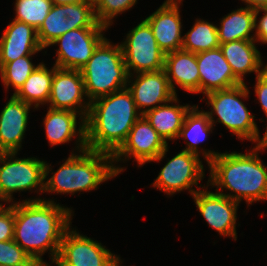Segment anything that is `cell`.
Here are the masks:
<instances>
[{"instance_id":"1","label":"cell","mask_w":267,"mask_h":266,"mask_svg":"<svg viewBox=\"0 0 267 266\" xmlns=\"http://www.w3.org/2000/svg\"><path fill=\"white\" fill-rule=\"evenodd\" d=\"M73 210L47 199H26L15 203L14 241L40 266L50 251L51 264L55 262L65 231L72 227Z\"/></svg>"},{"instance_id":"2","label":"cell","mask_w":267,"mask_h":266,"mask_svg":"<svg viewBox=\"0 0 267 266\" xmlns=\"http://www.w3.org/2000/svg\"><path fill=\"white\" fill-rule=\"evenodd\" d=\"M262 145H255L247 153H219L209 163L208 186H216L217 193L240 203L245 200L248 206L254 202L267 200V166L260 160L258 151ZM210 183V184H209ZM232 191L228 194L223 190Z\"/></svg>"},{"instance_id":"3","label":"cell","mask_w":267,"mask_h":266,"mask_svg":"<svg viewBox=\"0 0 267 266\" xmlns=\"http://www.w3.org/2000/svg\"><path fill=\"white\" fill-rule=\"evenodd\" d=\"M141 116L127 88L91 101L85 120L87 149L113 155Z\"/></svg>"},{"instance_id":"4","label":"cell","mask_w":267,"mask_h":266,"mask_svg":"<svg viewBox=\"0 0 267 266\" xmlns=\"http://www.w3.org/2000/svg\"><path fill=\"white\" fill-rule=\"evenodd\" d=\"M50 166L45 163L44 193L72 195L97 190L103 182L117 176L111 154L89 149L71 153L55 172ZM50 171L53 175L48 178Z\"/></svg>"},{"instance_id":"5","label":"cell","mask_w":267,"mask_h":266,"mask_svg":"<svg viewBox=\"0 0 267 266\" xmlns=\"http://www.w3.org/2000/svg\"><path fill=\"white\" fill-rule=\"evenodd\" d=\"M84 81L86 100L127 88L128 71L120 44H112L105 38L94 50L92 57L80 69Z\"/></svg>"},{"instance_id":"6","label":"cell","mask_w":267,"mask_h":266,"mask_svg":"<svg viewBox=\"0 0 267 266\" xmlns=\"http://www.w3.org/2000/svg\"><path fill=\"white\" fill-rule=\"evenodd\" d=\"M249 91L247 85L243 83L229 89L207 93L205 100L207 99L206 103L211 105V111L205 112L213 126L217 122L222 123L238 139L249 140L260 145L262 138L254 120L255 115L250 113L242 101L249 97ZM214 114L218 116L216 121Z\"/></svg>"},{"instance_id":"7","label":"cell","mask_w":267,"mask_h":266,"mask_svg":"<svg viewBox=\"0 0 267 266\" xmlns=\"http://www.w3.org/2000/svg\"><path fill=\"white\" fill-rule=\"evenodd\" d=\"M17 153H3L0 158V201L14 203L13 193H44L45 161L35 157L18 158Z\"/></svg>"},{"instance_id":"8","label":"cell","mask_w":267,"mask_h":266,"mask_svg":"<svg viewBox=\"0 0 267 266\" xmlns=\"http://www.w3.org/2000/svg\"><path fill=\"white\" fill-rule=\"evenodd\" d=\"M168 152V143L156 132L147 119L142 115L131 128L127 139L112 155L113 168L118 175L124 171L116 166L119 161H127L133 157L139 166L146 162L162 161ZM128 158V159H127Z\"/></svg>"},{"instance_id":"9","label":"cell","mask_w":267,"mask_h":266,"mask_svg":"<svg viewBox=\"0 0 267 266\" xmlns=\"http://www.w3.org/2000/svg\"><path fill=\"white\" fill-rule=\"evenodd\" d=\"M120 45L129 76L164 69L165 53L145 19L127 33Z\"/></svg>"},{"instance_id":"10","label":"cell","mask_w":267,"mask_h":266,"mask_svg":"<svg viewBox=\"0 0 267 266\" xmlns=\"http://www.w3.org/2000/svg\"><path fill=\"white\" fill-rule=\"evenodd\" d=\"M83 27H106L97 21L93 3L82 0L74 4H53L42 25L37 29L38 41L45 49L66 32Z\"/></svg>"},{"instance_id":"11","label":"cell","mask_w":267,"mask_h":266,"mask_svg":"<svg viewBox=\"0 0 267 266\" xmlns=\"http://www.w3.org/2000/svg\"><path fill=\"white\" fill-rule=\"evenodd\" d=\"M108 27H83L72 29L56 38L49 46L59 45L56 49L58 68L80 70L92 57L94 50L105 39L103 31Z\"/></svg>"},{"instance_id":"12","label":"cell","mask_w":267,"mask_h":266,"mask_svg":"<svg viewBox=\"0 0 267 266\" xmlns=\"http://www.w3.org/2000/svg\"><path fill=\"white\" fill-rule=\"evenodd\" d=\"M200 157L185 150L168 160L153 182V187L164 191L167 195L188 190L193 196L200 190L199 182L205 177V171ZM197 186V190L192 189Z\"/></svg>"},{"instance_id":"13","label":"cell","mask_w":267,"mask_h":266,"mask_svg":"<svg viewBox=\"0 0 267 266\" xmlns=\"http://www.w3.org/2000/svg\"><path fill=\"white\" fill-rule=\"evenodd\" d=\"M119 256L98 241L79 234L76 230L65 231L60 243L56 266H111Z\"/></svg>"},{"instance_id":"14","label":"cell","mask_w":267,"mask_h":266,"mask_svg":"<svg viewBox=\"0 0 267 266\" xmlns=\"http://www.w3.org/2000/svg\"><path fill=\"white\" fill-rule=\"evenodd\" d=\"M84 97L86 98V94L80 70L55 66L49 108L74 111L86 120L90 101H85Z\"/></svg>"},{"instance_id":"15","label":"cell","mask_w":267,"mask_h":266,"mask_svg":"<svg viewBox=\"0 0 267 266\" xmlns=\"http://www.w3.org/2000/svg\"><path fill=\"white\" fill-rule=\"evenodd\" d=\"M202 186L193 195L195 205L205 221L224 237L237 240L236 220L239 203L217 192L207 191L208 185Z\"/></svg>"},{"instance_id":"16","label":"cell","mask_w":267,"mask_h":266,"mask_svg":"<svg viewBox=\"0 0 267 266\" xmlns=\"http://www.w3.org/2000/svg\"><path fill=\"white\" fill-rule=\"evenodd\" d=\"M132 75L128 77L127 89L131 92L136 107L142 115L160 105L169 103L177 96L169 84L164 69ZM134 76H136L135 79Z\"/></svg>"},{"instance_id":"17","label":"cell","mask_w":267,"mask_h":266,"mask_svg":"<svg viewBox=\"0 0 267 266\" xmlns=\"http://www.w3.org/2000/svg\"><path fill=\"white\" fill-rule=\"evenodd\" d=\"M183 0H165L145 20L149 23L158 46L167 54L182 49L183 36L180 5ZM180 4V5H179Z\"/></svg>"},{"instance_id":"18","label":"cell","mask_w":267,"mask_h":266,"mask_svg":"<svg viewBox=\"0 0 267 266\" xmlns=\"http://www.w3.org/2000/svg\"><path fill=\"white\" fill-rule=\"evenodd\" d=\"M200 76V93L204 95L216 90H224L242 84L219 48L196 54Z\"/></svg>"},{"instance_id":"19","label":"cell","mask_w":267,"mask_h":266,"mask_svg":"<svg viewBox=\"0 0 267 266\" xmlns=\"http://www.w3.org/2000/svg\"><path fill=\"white\" fill-rule=\"evenodd\" d=\"M31 106L12 95L1 110L0 151L3 153H18L21 149Z\"/></svg>"},{"instance_id":"20","label":"cell","mask_w":267,"mask_h":266,"mask_svg":"<svg viewBox=\"0 0 267 266\" xmlns=\"http://www.w3.org/2000/svg\"><path fill=\"white\" fill-rule=\"evenodd\" d=\"M78 115V116H77ZM80 125L77 129V117ZM46 137L50 145H60L76 138L77 151L82 152L86 147L85 119L79 113L70 110L49 108L43 120ZM78 137H77V136Z\"/></svg>"},{"instance_id":"21","label":"cell","mask_w":267,"mask_h":266,"mask_svg":"<svg viewBox=\"0 0 267 266\" xmlns=\"http://www.w3.org/2000/svg\"><path fill=\"white\" fill-rule=\"evenodd\" d=\"M37 30L24 22L14 20L8 24L0 39V68L17 58L42 51Z\"/></svg>"},{"instance_id":"22","label":"cell","mask_w":267,"mask_h":266,"mask_svg":"<svg viewBox=\"0 0 267 266\" xmlns=\"http://www.w3.org/2000/svg\"><path fill=\"white\" fill-rule=\"evenodd\" d=\"M164 71L176 95L175 84L186 92L200 93V76L195 53L180 49L165 54Z\"/></svg>"},{"instance_id":"23","label":"cell","mask_w":267,"mask_h":266,"mask_svg":"<svg viewBox=\"0 0 267 266\" xmlns=\"http://www.w3.org/2000/svg\"><path fill=\"white\" fill-rule=\"evenodd\" d=\"M255 42V40H236L219 46L234 76L242 84L245 83L244 75L254 72L258 76L267 69V64L263 66V59Z\"/></svg>"},{"instance_id":"24","label":"cell","mask_w":267,"mask_h":266,"mask_svg":"<svg viewBox=\"0 0 267 266\" xmlns=\"http://www.w3.org/2000/svg\"><path fill=\"white\" fill-rule=\"evenodd\" d=\"M213 125L208 117V114L203 110L199 111L198 105H193L187 112L178 138H183L186 142V147L183 149L187 152L200 156L202 153L206 164L215 158L219 152L204 150L201 152L198 147L199 143L203 142L212 132ZM189 140V141H188Z\"/></svg>"},{"instance_id":"25","label":"cell","mask_w":267,"mask_h":266,"mask_svg":"<svg viewBox=\"0 0 267 266\" xmlns=\"http://www.w3.org/2000/svg\"><path fill=\"white\" fill-rule=\"evenodd\" d=\"M173 103H175V105ZM178 103V98L175 96V98L169 102L171 105L165 103L155 109L147 111L143 115L166 143L168 142L167 140H177L184 118L192 107L188 104L183 106Z\"/></svg>"},{"instance_id":"26","label":"cell","mask_w":267,"mask_h":266,"mask_svg":"<svg viewBox=\"0 0 267 266\" xmlns=\"http://www.w3.org/2000/svg\"><path fill=\"white\" fill-rule=\"evenodd\" d=\"M220 27L217 26L218 40L225 44L236 40H254L255 35V10L241 7L231 11L220 19Z\"/></svg>"},{"instance_id":"27","label":"cell","mask_w":267,"mask_h":266,"mask_svg":"<svg viewBox=\"0 0 267 266\" xmlns=\"http://www.w3.org/2000/svg\"><path fill=\"white\" fill-rule=\"evenodd\" d=\"M54 71L55 65L48 69L42 62L13 95L38 109L40 105L48 103Z\"/></svg>"},{"instance_id":"28","label":"cell","mask_w":267,"mask_h":266,"mask_svg":"<svg viewBox=\"0 0 267 266\" xmlns=\"http://www.w3.org/2000/svg\"><path fill=\"white\" fill-rule=\"evenodd\" d=\"M195 21L183 36L182 49L197 54L219 48L217 26L200 18Z\"/></svg>"},{"instance_id":"29","label":"cell","mask_w":267,"mask_h":266,"mask_svg":"<svg viewBox=\"0 0 267 266\" xmlns=\"http://www.w3.org/2000/svg\"><path fill=\"white\" fill-rule=\"evenodd\" d=\"M32 55H26L12 62L5 63L0 68V77L5 88L12 86L15 94L24 84L30 74L41 64L34 65L31 61Z\"/></svg>"},{"instance_id":"30","label":"cell","mask_w":267,"mask_h":266,"mask_svg":"<svg viewBox=\"0 0 267 266\" xmlns=\"http://www.w3.org/2000/svg\"><path fill=\"white\" fill-rule=\"evenodd\" d=\"M14 20L33 26L36 30L42 25L52 7L51 0H15Z\"/></svg>"},{"instance_id":"31","label":"cell","mask_w":267,"mask_h":266,"mask_svg":"<svg viewBox=\"0 0 267 266\" xmlns=\"http://www.w3.org/2000/svg\"><path fill=\"white\" fill-rule=\"evenodd\" d=\"M137 0H98L94 5L97 21L109 28L113 18L131 9Z\"/></svg>"},{"instance_id":"32","label":"cell","mask_w":267,"mask_h":266,"mask_svg":"<svg viewBox=\"0 0 267 266\" xmlns=\"http://www.w3.org/2000/svg\"><path fill=\"white\" fill-rule=\"evenodd\" d=\"M0 265L40 266L14 240L0 241Z\"/></svg>"},{"instance_id":"33","label":"cell","mask_w":267,"mask_h":266,"mask_svg":"<svg viewBox=\"0 0 267 266\" xmlns=\"http://www.w3.org/2000/svg\"><path fill=\"white\" fill-rule=\"evenodd\" d=\"M15 203L4 207L0 206V241L14 239Z\"/></svg>"},{"instance_id":"34","label":"cell","mask_w":267,"mask_h":266,"mask_svg":"<svg viewBox=\"0 0 267 266\" xmlns=\"http://www.w3.org/2000/svg\"><path fill=\"white\" fill-rule=\"evenodd\" d=\"M263 13V16L257 19L260 13ZM258 20V21H257ZM255 38L256 42H261L263 44H267V8H259L255 10Z\"/></svg>"},{"instance_id":"35","label":"cell","mask_w":267,"mask_h":266,"mask_svg":"<svg viewBox=\"0 0 267 266\" xmlns=\"http://www.w3.org/2000/svg\"><path fill=\"white\" fill-rule=\"evenodd\" d=\"M254 87L255 94L267 118V69L256 76V84Z\"/></svg>"},{"instance_id":"36","label":"cell","mask_w":267,"mask_h":266,"mask_svg":"<svg viewBox=\"0 0 267 266\" xmlns=\"http://www.w3.org/2000/svg\"><path fill=\"white\" fill-rule=\"evenodd\" d=\"M250 9L267 8V0H241Z\"/></svg>"},{"instance_id":"37","label":"cell","mask_w":267,"mask_h":266,"mask_svg":"<svg viewBox=\"0 0 267 266\" xmlns=\"http://www.w3.org/2000/svg\"><path fill=\"white\" fill-rule=\"evenodd\" d=\"M54 5H66V4H74L80 2L82 0H51Z\"/></svg>"},{"instance_id":"38","label":"cell","mask_w":267,"mask_h":266,"mask_svg":"<svg viewBox=\"0 0 267 266\" xmlns=\"http://www.w3.org/2000/svg\"><path fill=\"white\" fill-rule=\"evenodd\" d=\"M260 145H262L265 148H267V126H266V131H265V134L262 137Z\"/></svg>"},{"instance_id":"39","label":"cell","mask_w":267,"mask_h":266,"mask_svg":"<svg viewBox=\"0 0 267 266\" xmlns=\"http://www.w3.org/2000/svg\"><path fill=\"white\" fill-rule=\"evenodd\" d=\"M120 257L111 265V266H122L121 263L122 261H120Z\"/></svg>"},{"instance_id":"40","label":"cell","mask_w":267,"mask_h":266,"mask_svg":"<svg viewBox=\"0 0 267 266\" xmlns=\"http://www.w3.org/2000/svg\"><path fill=\"white\" fill-rule=\"evenodd\" d=\"M85 1L91 2V3H93L94 5L98 2V0H85Z\"/></svg>"}]
</instances>
